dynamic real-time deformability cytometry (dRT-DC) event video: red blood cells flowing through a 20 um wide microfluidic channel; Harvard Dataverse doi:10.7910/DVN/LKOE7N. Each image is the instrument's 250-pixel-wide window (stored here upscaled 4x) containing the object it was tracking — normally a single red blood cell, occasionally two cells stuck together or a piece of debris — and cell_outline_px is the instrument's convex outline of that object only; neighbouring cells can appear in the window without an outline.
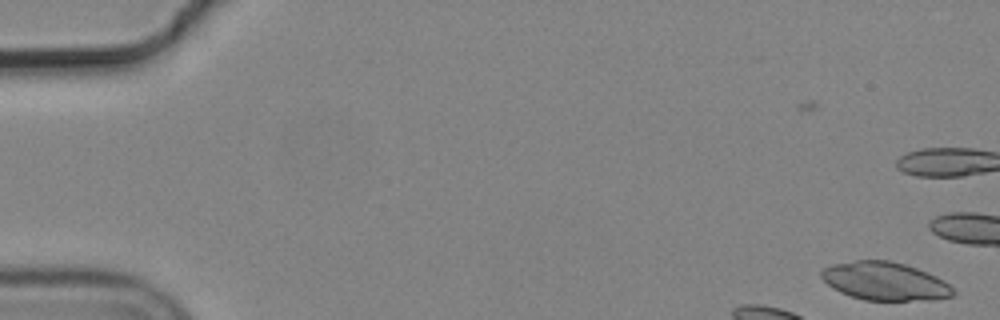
{"species": "common noctule bat (a hibernating species)", "species_latin": "Nyctalus noctula", "temperature_condition": "cold", "stored_images_in_passage": 13, "camera_frame_rate_fps": 3000, "um_per_image_px": 0.085, "animal": {"sex": "male", "body_mass_g": 19.2, "forearm_length_mm": 51.8}, "frame": {"image": 1, "passage_image": 1, "time_ms": 0.0, "image_size_px": [1000, 320], "cell_outline_px": [[956, 296], [936, 300], [864, 300], [840, 292], [832, 288], [820, 276], [820, 272], [824, 268], [832, 264], [856, 260], [888, 260], [904, 264], [916, 268], [936, 276], [948, 284], [956, 292]], "centroid_in_image_um": [75.23, 23.91], "position_along_channel_um": 9.8, "area_um2": 29.36}}